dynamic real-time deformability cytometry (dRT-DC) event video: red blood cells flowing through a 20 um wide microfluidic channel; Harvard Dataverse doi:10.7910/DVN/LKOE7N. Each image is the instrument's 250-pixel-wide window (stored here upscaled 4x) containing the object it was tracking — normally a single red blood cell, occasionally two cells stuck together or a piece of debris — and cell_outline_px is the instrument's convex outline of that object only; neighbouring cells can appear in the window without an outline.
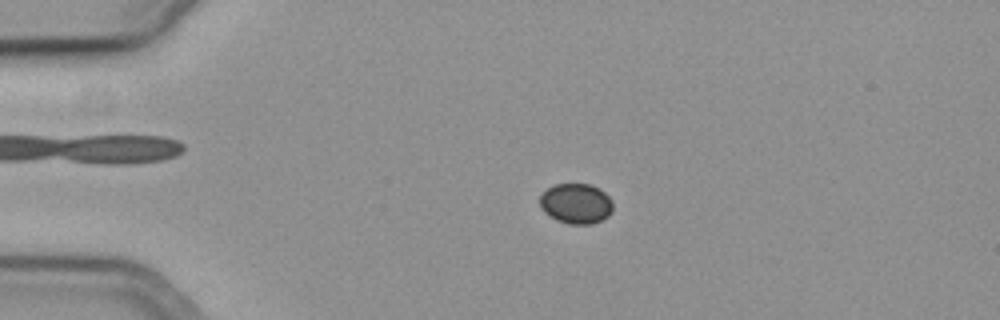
{"species": "common noctule bat (a hibernating species)", "species_latin": "Nyctalus noctula", "temperature_condition": "cold", "stored_images_in_passage": 54, "camera_frame_rate_fps": 3000, "um_per_image_px": 0.085, "animal": {"sex": "female", "body_mass_g": 19.3, "forearm_length_mm": 54.1}, "frame": {"image": 1, "passage_image": 10, "time_ms": 3.0, "image_size_px": [1000, 320], "cell_outline_px": [[612, 212], [608, 216], [592, 224], [568, 224], [556, 220], [544, 212], [540, 208], [540, 196], [548, 188], [556, 184], [588, 184], [600, 188], [612, 200]], "centroid_in_image_um": [48.96, 17.31], "position_along_channel_um": 36.0, "area_um2": 17.17}}
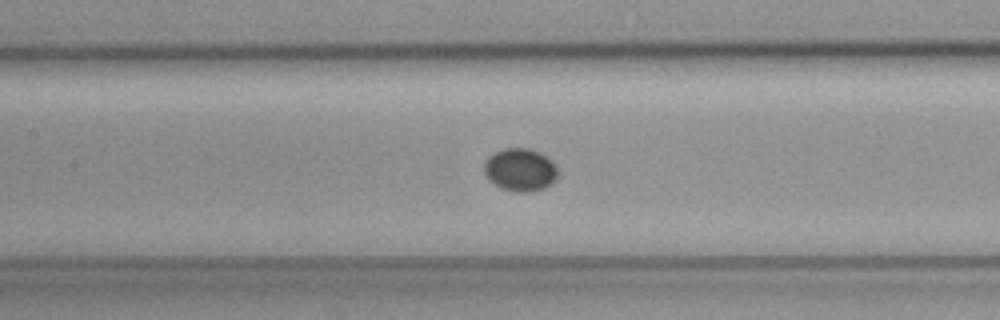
{"frame": {"image": 2, "passage_image": 24, "time_ms": 7.667, "image_size_px": [1000, 320], "cell_outline_px": [[556, 180], [552, 184], [544, 188], [528, 192], [516, 192], [504, 188], [488, 180], [484, 172], [484, 164], [488, 156], [504, 148], [528, 148], [540, 152], [552, 160], [556, 164]], "centroid_in_image_um": [44.23, 14.42], "position_along_channel_um": 163.2, "area_um2": 18.38}}
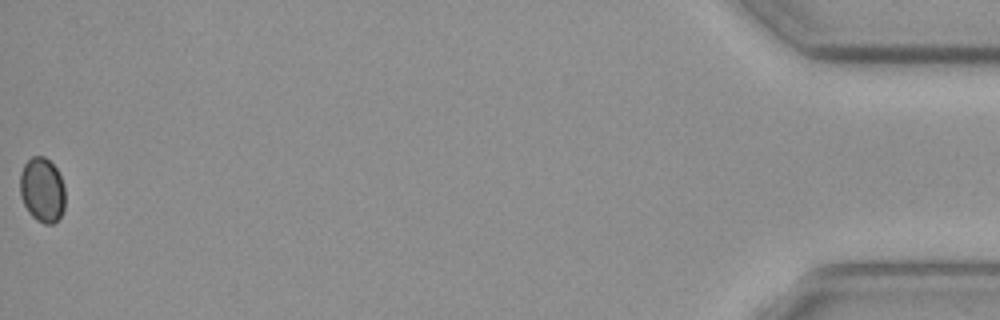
{"frame": {"image": 3, "passage_image": 54, "time_ms": 17.667, "image_size_px": [1000, 320], "cell_outline_px": [[64, 208], [60, 216], [52, 224], [44, 224], [36, 220], [28, 212], [20, 196], [20, 172], [24, 164], [32, 156], [44, 156], [56, 168], [64, 184]], "centroid_in_image_um": [3.57, 16.14], "position_along_channel_um": 431.6, "area_um2": 17.05}, "authors_computed_cell_mechanics": {"area_um2": 17.34, "velocity_mm_per_s": 3.6937, "shape_relaxation_time_tau1_ms": 1.5744, "shape_relaxation_time_tau2_ms": null, "deformation_change_tau1": 0.0175, "deformation_change_tau2": null}}